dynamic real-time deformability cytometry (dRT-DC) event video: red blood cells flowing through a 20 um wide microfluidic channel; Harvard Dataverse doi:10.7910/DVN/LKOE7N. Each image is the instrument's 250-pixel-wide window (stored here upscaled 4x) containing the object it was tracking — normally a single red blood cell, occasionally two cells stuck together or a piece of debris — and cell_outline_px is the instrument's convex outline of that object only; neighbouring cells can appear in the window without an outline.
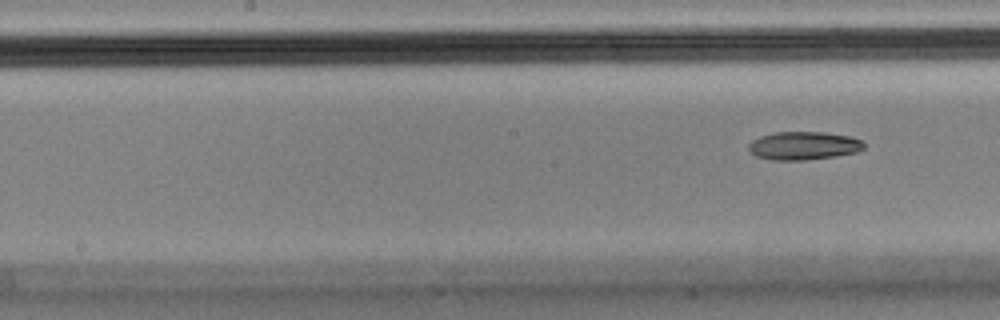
{"species": "Egyptian fruit bat (a non-hibernating species)", "species_latin": "Rousettus aegyptiacus", "temperature_condition": "cold", "stored_images_in_passage": 9, "segment_of_instrument_passage": [2, 2], "camera_frame_rate_fps": 3000, "um_per_image_px": 0.085, "animal": {"sex": "male"}, "frame": {"image": 1, "passage_image": 9, "time_ms": 2.667, "image_size_px": [1000, 320], "cell_outline_px": [[864, 148], [856, 152], [836, 156], [804, 160], [772, 160], [756, 156], [748, 148], [748, 144], [752, 140], [760, 136], [776, 132], [824, 132], [848, 136], [860, 140], [864, 144]], "centroid_in_image_um": [68.28, 12.38], "position_along_channel_um": 179.9, "area_um2": 18.84}}